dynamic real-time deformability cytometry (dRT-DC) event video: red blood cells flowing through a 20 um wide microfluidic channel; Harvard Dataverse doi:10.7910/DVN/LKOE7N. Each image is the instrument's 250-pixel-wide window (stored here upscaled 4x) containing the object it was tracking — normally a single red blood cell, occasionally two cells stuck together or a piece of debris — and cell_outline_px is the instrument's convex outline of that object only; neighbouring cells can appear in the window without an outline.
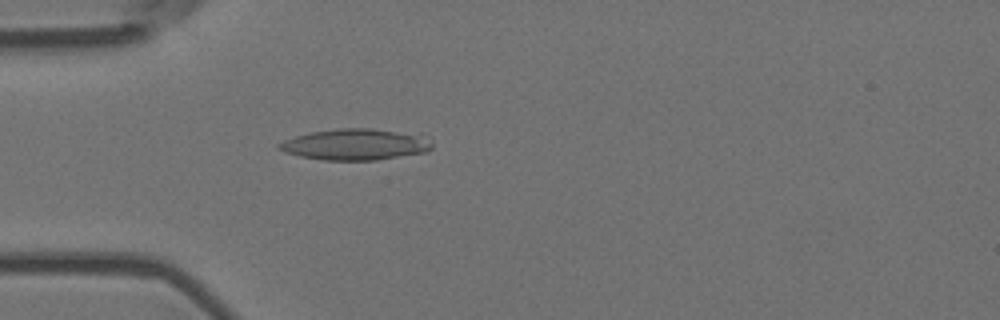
{"species": "Egyptian fruit bat (a non-hibernating species)", "species_latin": "Rousettus aegyptiacus", "temperature_condition": "room temperature", "stored_images_in_passage": 46, "camera_frame_rate_fps": 3000, "um_per_image_px": 0.085, "animal": {"sex": "female"}, "frame": {"image": 1, "passage_image": 7, "time_ms": 2.0, "image_size_px": [1000, 320], "cell_outline_px": [[432, 148], [428, 152], [376, 160], [324, 160], [300, 156], [284, 152], [276, 148], [276, 144], [284, 140], [296, 136], [312, 132], [336, 128], [372, 128], [420, 132], [432, 144]], "centroid_in_image_um": [30.27, 12.26], "position_along_channel_um": 54.7, "area_um2": 28.38}}
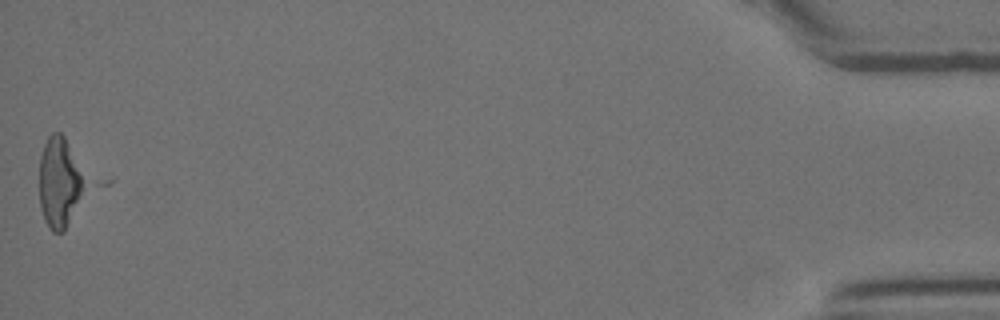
{"frame": {"image": 2, "passage_image": 46, "time_ms": 15.0, "image_size_px": [1000, 320], "cell_outline_px": [[88, 184], [64, 232], [52, 232], [48, 228], [44, 220], [40, 204], [40, 156], [44, 144], [48, 136], [52, 132], [60, 132], [64, 136]], "centroid_in_image_um": [5.06, 15.53], "position_along_channel_um": 430.1, "area_um2": 23.93}}